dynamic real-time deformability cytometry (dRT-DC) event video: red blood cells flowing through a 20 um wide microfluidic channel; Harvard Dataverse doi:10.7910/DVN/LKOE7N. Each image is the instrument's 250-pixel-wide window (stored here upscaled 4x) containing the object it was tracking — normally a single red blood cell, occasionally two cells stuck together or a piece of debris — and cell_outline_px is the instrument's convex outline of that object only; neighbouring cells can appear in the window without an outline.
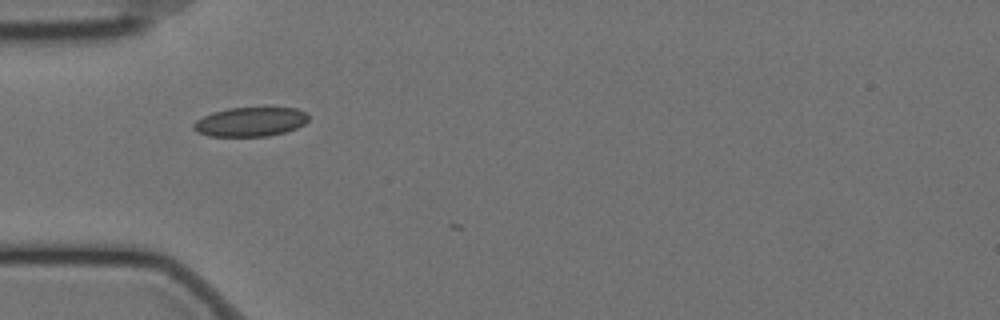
{"species": "Egyptian fruit bat (a non-hibernating species)", "species_latin": "Rousettus aegyptiacus", "temperature_condition": "cold", "stored_images_in_passage": 3, "camera_frame_rate_fps": 3000, "um_per_image_px": 0.085, "animal": {"sex": "female"}, "frame": {"image": 1, "passage_image": 1, "time_ms": 0.0, "image_size_px": [1000, 320], "cell_outline_px": [[308, 120], [304, 124], [296, 128], [284, 132], [268, 136], [208, 136], [196, 132], [192, 128], [192, 124], [196, 120], [212, 112], [228, 108], [296, 108], [308, 112]], "centroid_in_image_um": [21.27, 10.35], "position_along_channel_um": 63.7, "area_um2": 19.65}}